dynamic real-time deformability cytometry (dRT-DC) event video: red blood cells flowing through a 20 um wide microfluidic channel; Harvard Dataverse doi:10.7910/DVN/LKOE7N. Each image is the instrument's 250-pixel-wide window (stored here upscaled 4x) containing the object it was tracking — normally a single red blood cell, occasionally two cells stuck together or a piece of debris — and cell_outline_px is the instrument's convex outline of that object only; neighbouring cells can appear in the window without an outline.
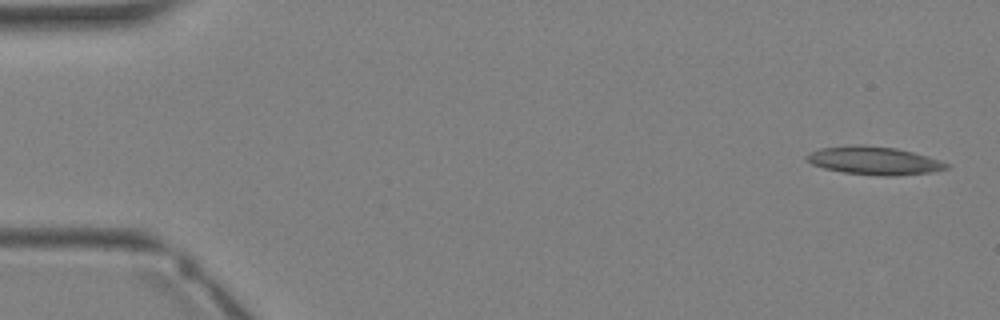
{"species": "Egyptian fruit bat (a non-hibernating species)", "species_latin": "Rousettus aegyptiacus", "temperature_condition": "warm", "stored_images_in_passage": 34, "camera_frame_rate_fps": 3000, "um_per_image_px": 0.085, "animal": {"sex": "female"}, "frame": {"image": 1, "passage_image": 1, "time_ms": 0.0, "image_size_px": [1000, 320], "cell_outline_px": [[952, 168], [932, 172], [888, 176], [884, 176], [844, 172], [824, 168], [812, 164], [804, 156], [808, 152], [820, 148], [860, 144], [864, 144], [896, 148], [928, 156], [952, 164]], "centroid_in_image_um": [74.34, 13.64], "position_along_channel_um": 10.7, "area_um2": 23.0}}
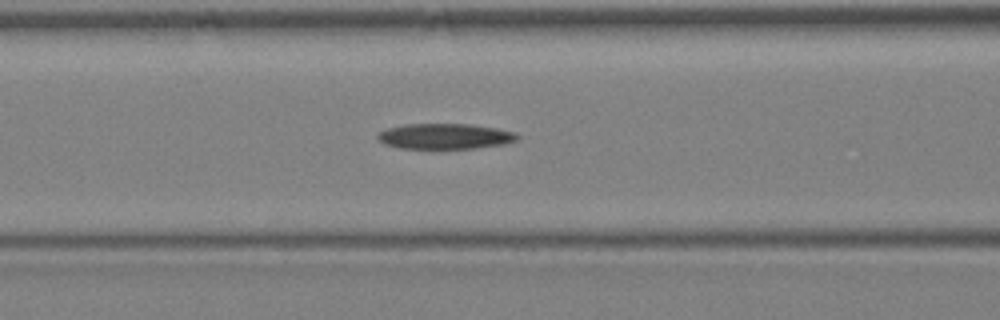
{"frame": {"image": 2, "passage_image": 14, "time_ms": 4.333, "image_size_px": [1000, 320], "cell_outline_px": [[520, 136], [516, 140], [504, 144], [476, 148], [400, 148], [384, 144], [376, 140], [376, 136], [380, 132], [388, 128], [404, 124], [468, 124], [496, 128], [516, 132]], "centroid_in_image_um": [37.81, 11.58], "position_along_channel_um": 128.8, "area_um2": 20.75}}
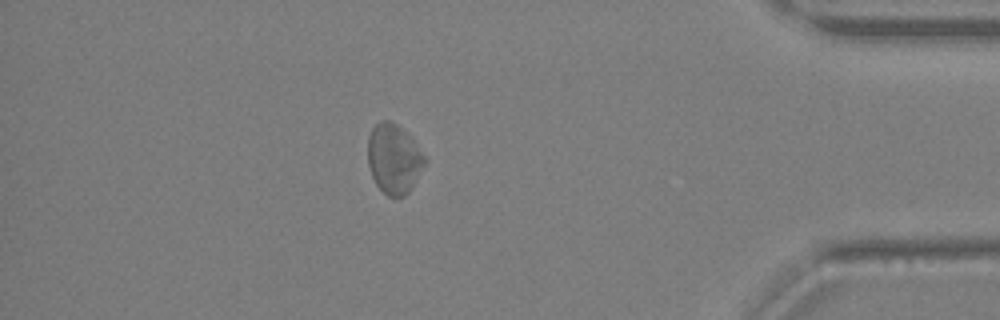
{"frame": {"image": 3, "passage_image": 30, "time_ms": 9.667, "image_size_px": [1000, 320], "cell_outline_px": [[428, 160], [412, 188], [404, 196], [388, 196], [376, 184], [372, 176], [368, 164], [368, 136], [372, 128], [380, 120], [392, 120], [408, 132]], "centroid_in_image_um": [33.5, 13.46], "position_along_channel_um": 401.7, "area_um2": 23.41}}